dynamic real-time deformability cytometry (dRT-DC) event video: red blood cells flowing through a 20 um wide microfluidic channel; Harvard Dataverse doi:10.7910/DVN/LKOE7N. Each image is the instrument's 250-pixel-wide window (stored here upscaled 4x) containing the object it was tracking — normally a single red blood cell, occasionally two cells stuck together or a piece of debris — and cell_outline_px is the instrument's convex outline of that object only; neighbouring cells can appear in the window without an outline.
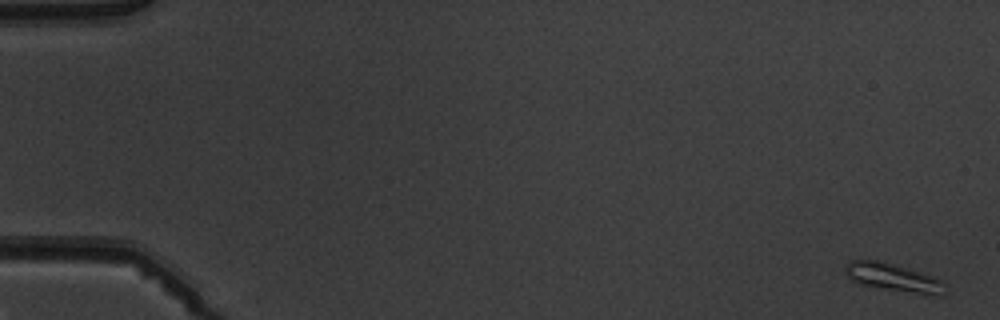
{"species": "common noctule bat (a hibernating species)", "species_latin": "Nyctalus noctula", "temperature_condition": "warm", "stored_images_in_passage": 5, "camera_frame_rate_fps": 3000, "um_per_image_px": 0.085, "animal": {"sex": "male", "body_mass_g": 19.5, "forearm_length_mm": 54.6}, "frame": {"image": 1, "passage_image": 1, "time_ms": 0.0, "image_size_px": [1000, 320], "cell_outline_px": [[944, 296], [940, 296], [856, 284], [844, 272], [844, 268], [848, 260], [876, 260], [932, 276], [940, 280], [944, 284]], "centroid_in_image_um": [75.85, 23.59], "position_along_channel_um": 9.1, "area_um2": 15.78}}